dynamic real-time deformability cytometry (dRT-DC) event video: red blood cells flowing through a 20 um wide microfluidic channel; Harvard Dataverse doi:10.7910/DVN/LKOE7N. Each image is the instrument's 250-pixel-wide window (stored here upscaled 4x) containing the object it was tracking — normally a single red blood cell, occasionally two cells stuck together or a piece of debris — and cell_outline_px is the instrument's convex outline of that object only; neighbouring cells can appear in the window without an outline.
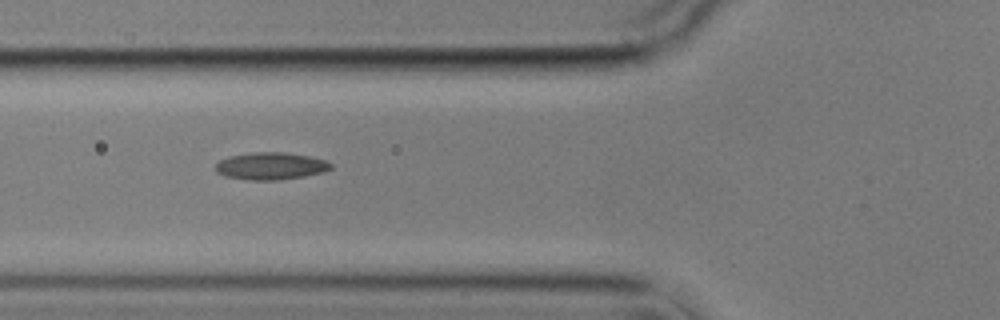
{"species": "common noctule bat (a hibernating species)", "species_latin": "Nyctalus noctula", "temperature_condition": "cold", "stored_images_in_passage": 9, "camera_frame_rate_fps": 3000, "um_per_image_px": 0.085, "animal": {"sex": "male", "body_mass_g": 17.9}, "frame": {"image": 1, "passage_image": 6, "time_ms": 5.667, "image_size_px": [1000, 320], "cell_outline_px": [[332, 168], [324, 172], [304, 176], [276, 180], [248, 180], [224, 176], [216, 172], [216, 164], [220, 160], [228, 156], [252, 152], [284, 152], [308, 156], [324, 160], [332, 164]], "centroid_in_image_um": [22.99, 14.11], "position_along_channel_um": 102.8, "area_um2": 18.32}}
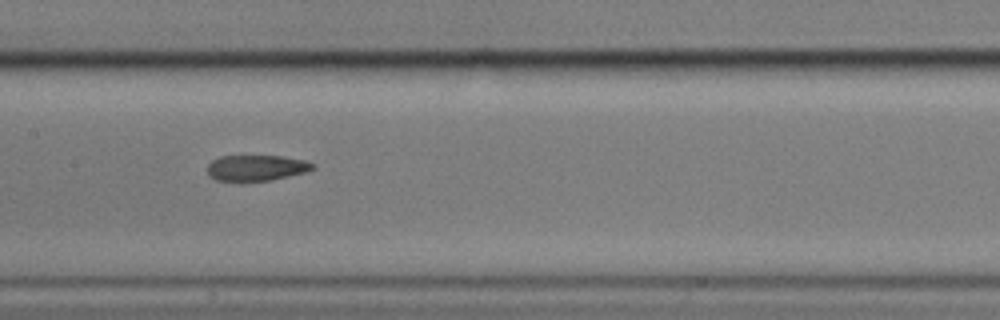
{"frame": {"image": 2, "passage_image": 8, "time_ms": 8.0, "image_size_px": [1000, 320], "cell_outline_px": [[316, 168], [304, 172], [272, 180], [216, 180], [208, 176], [208, 164], [212, 160], [220, 156], [280, 156], [304, 160], [316, 164]], "centroid_in_image_um": [21.79, 14.25], "position_along_channel_um": 185.6, "area_um2": 15.66}}
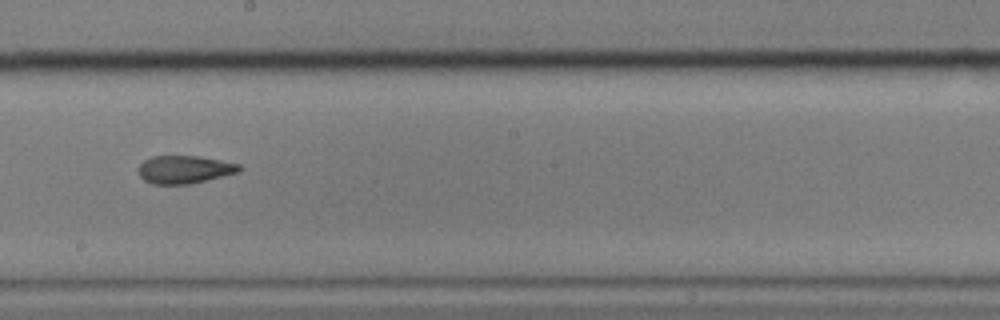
{"frame": {"image": 3, "passage_image": 9, "time_ms": 9.333, "image_size_px": [1000, 320], "cell_outline_px": [[244, 168], [240, 172], [188, 184], [152, 184], [144, 180], [140, 176], [140, 164], [144, 160], [152, 156], [200, 156], [240, 164]], "centroid_in_image_um": [15.72, 14.4], "position_along_channel_um": 232.5, "area_um2": 16.36}}